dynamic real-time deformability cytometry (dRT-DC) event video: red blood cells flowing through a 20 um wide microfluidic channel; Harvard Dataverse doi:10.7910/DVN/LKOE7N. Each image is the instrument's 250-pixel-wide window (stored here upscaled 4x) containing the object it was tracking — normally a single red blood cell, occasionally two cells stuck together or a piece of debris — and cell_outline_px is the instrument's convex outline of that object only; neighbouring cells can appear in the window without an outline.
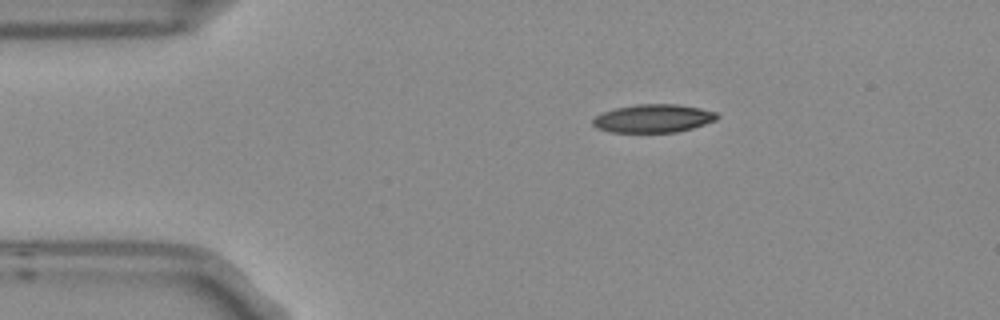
{"species": "Egyptian fruit bat (a non-hibernating species)", "species_latin": "Rousettus aegyptiacus", "temperature_condition": "room temperature", "stored_images_in_passage": 4, "camera_frame_rate_fps": 3000, "um_per_image_px": 0.085, "frame": {"image": 1, "passage_image": 1, "time_ms": 0.0, "image_size_px": [1000, 320], "cell_outline_px": [[720, 116], [716, 120], [692, 128], [676, 132], [612, 132], [596, 128], [592, 124], [592, 120], [596, 116], [604, 112], [616, 108], [636, 104], [676, 104], [700, 108], [716, 112]], "centroid_in_image_um": [55.54, 10.06], "position_along_channel_um": 29.5, "area_um2": 20.35}}
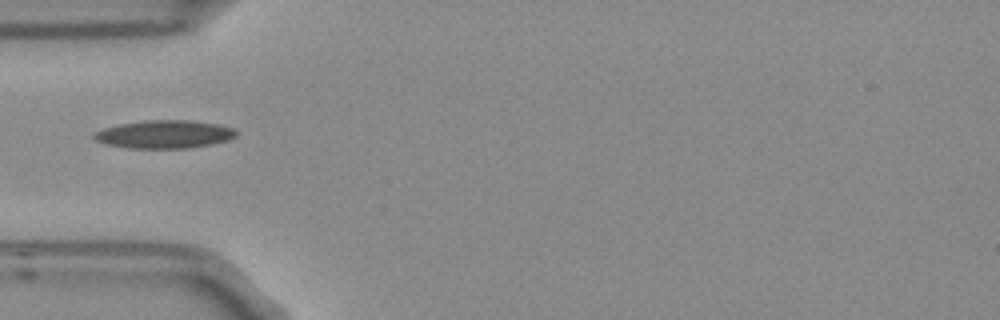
{"frame": {"image": 2, "passage_image": 3, "time_ms": 0.667, "image_size_px": [1000, 320], "cell_outline_px": [[236, 136], [228, 140], [212, 144], [188, 148], [128, 148], [104, 144], [96, 140], [92, 136], [92, 132], [104, 128], [120, 124], [144, 120], [188, 120], [220, 124], [236, 128]], "centroid_in_image_um": [13.97, 11.41], "position_along_channel_um": 71.0, "area_um2": 23.47}}